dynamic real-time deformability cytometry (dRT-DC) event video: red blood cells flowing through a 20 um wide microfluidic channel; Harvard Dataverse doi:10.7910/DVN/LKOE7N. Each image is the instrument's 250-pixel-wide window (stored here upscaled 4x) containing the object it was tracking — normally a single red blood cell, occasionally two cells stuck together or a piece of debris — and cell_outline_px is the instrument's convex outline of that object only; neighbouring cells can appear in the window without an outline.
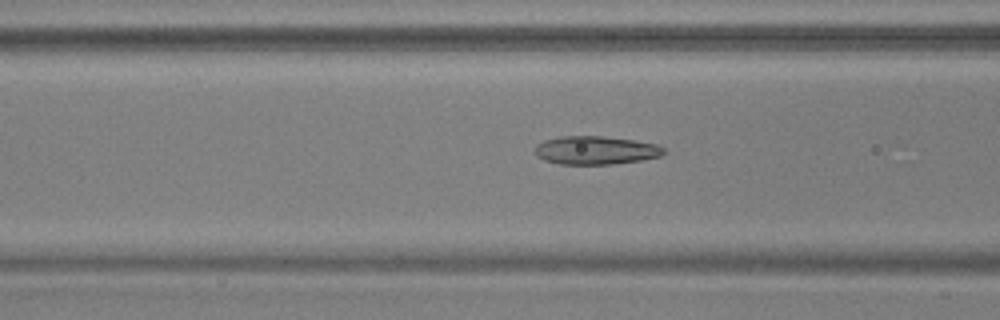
{"species": "common noctule bat (a hibernating species)", "species_latin": "Nyctalus noctula", "temperature_condition": "warm", "stored_images_in_passage": 55, "camera_frame_rate_fps": 3000, "um_per_image_px": 0.085, "animal": {"sex": "male", "body_mass_g": 17.9, "forearm_length_mm": 54.2}, "frame": {"image": 1, "passage_image": 22, "time_ms": 7.0, "image_size_px": [1000, 320], "cell_outline_px": [[664, 152], [660, 156], [640, 160], [612, 164], [560, 164], [544, 160], [536, 156], [536, 144], [544, 140], [560, 136], [600, 136], [632, 140], [656, 144], [664, 148]], "centroid_in_image_um": [50.59, 12.77], "position_along_channel_um": 116.0, "area_um2": 21.1}}
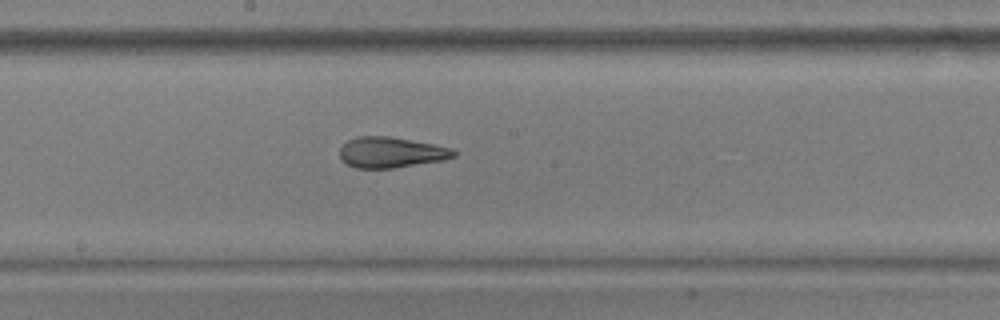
{"frame": {"image": 2, "passage_image": 30, "time_ms": 9.667, "image_size_px": [1000, 320], "cell_outline_px": [[456, 156], [444, 160], [392, 168], [356, 168], [340, 160], [340, 148], [348, 140], [356, 136], [388, 136], [432, 144], [452, 148], [456, 152]], "centroid_in_image_um": [33.22, 12.95], "position_along_channel_um": 215.0, "area_um2": 20.29}}
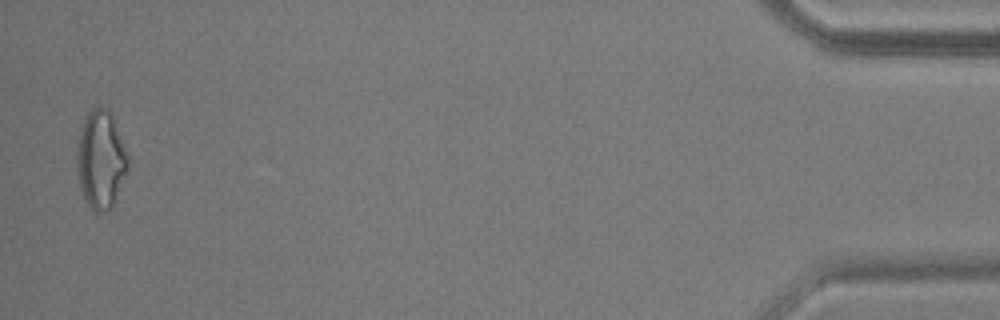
{"frame": {"image": 3, "passage_image": 54, "time_ms": 17.667, "image_size_px": [1000, 320], "cell_outline_px": [[128, 168], [112, 204], [104, 212], [96, 212], [84, 200], [80, 188], [76, 160], [76, 148], [80, 128], [84, 116], [92, 108], [100, 104], [112, 116], [128, 156]], "centroid_in_image_um": [8.52, 13.52], "position_along_channel_um": 426.7, "area_um2": 28.9}, "authors_computed_cell_mechanics": {"area_um2": 22.1374, "velocity_mm_per_s": 3.7051, "shape_relaxation_time_tau1_ms": null, "shape_relaxation_time_tau2_ms": 1.8262, "deformation_change_tau1": null, "deformation_change_tau2": 0.1091}}